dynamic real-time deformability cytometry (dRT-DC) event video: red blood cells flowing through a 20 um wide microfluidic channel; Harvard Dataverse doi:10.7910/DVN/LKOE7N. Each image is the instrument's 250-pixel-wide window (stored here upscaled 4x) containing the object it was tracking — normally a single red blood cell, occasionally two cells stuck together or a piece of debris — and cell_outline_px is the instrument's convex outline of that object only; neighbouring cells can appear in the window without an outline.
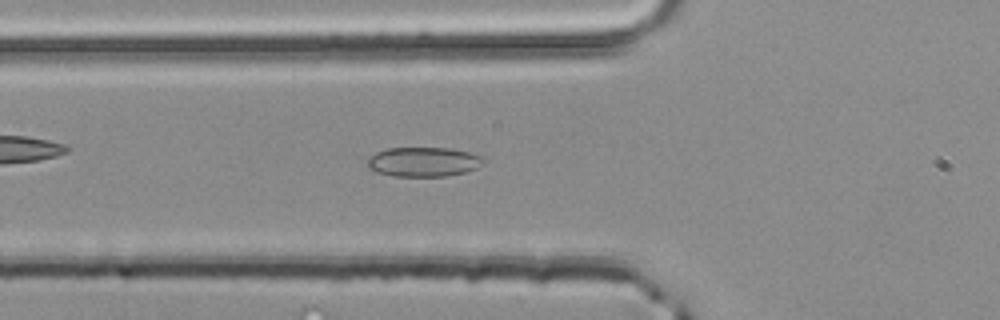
{"species": "common noctule bat (a hibernating species)", "species_latin": "Nyctalus noctula", "temperature_condition": "room temperature", "stored_images_in_passage": 43, "camera_frame_rate_fps": 3000, "um_per_image_px": 0.085, "animal": {"sex": "male", "body_mass_g": 20.4}, "frame": {"image": 1, "passage_image": 11, "time_ms": 3.333, "image_size_px": [1000, 320], "cell_outline_px": [[488, 160], [484, 164], [468, 172], [448, 176], [392, 176], [376, 172], [368, 168], [368, 160], [376, 152], [388, 148], [448, 148], [468, 152], [484, 156]], "centroid_in_image_um": [36.07, 13.76], "position_along_channel_um": 89.7, "area_um2": 20.17}}
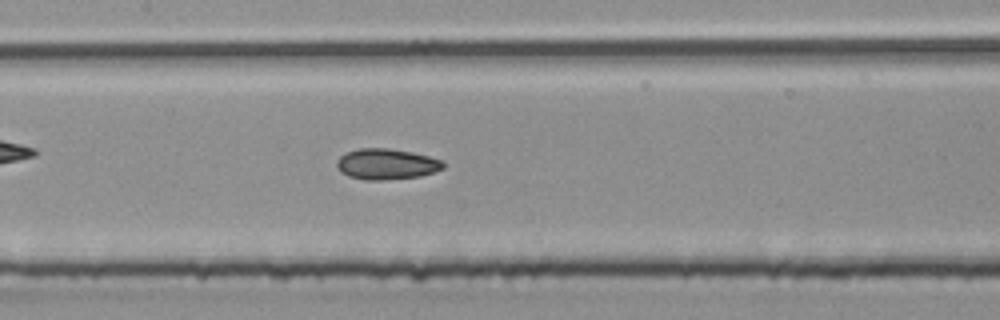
{"frame": {"image": 2, "passage_image": 17, "time_ms": 5.333, "image_size_px": [1000, 320], "cell_outline_px": [[444, 168], [420, 176], [380, 180], [364, 180], [348, 176], [340, 172], [336, 168], [336, 160], [340, 156], [348, 152], [360, 148], [388, 148], [412, 152], [444, 160]], "centroid_in_image_um": [32.82, 13.95], "position_along_channel_um": 174.6, "area_um2": 19.13}}
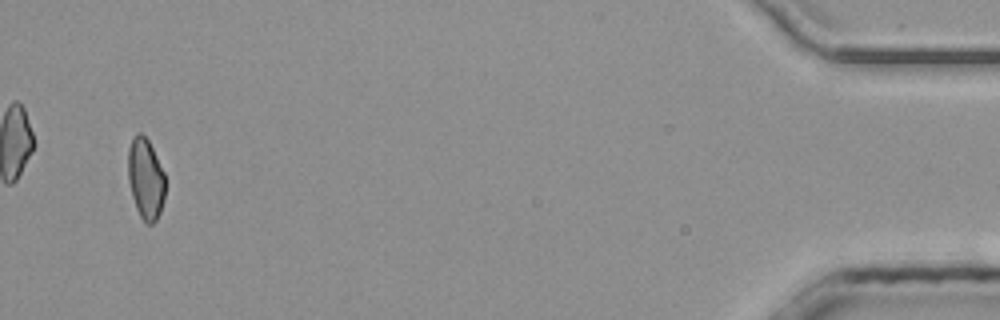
{"frame": {"image": 3, "passage_image": 41, "time_ms": 13.333, "image_size_px": [1000, 320], "cell_outline_px": [[164, 200], [160, 212], [156, 220], [152, 224], [144, 224], [136, 208], [132, 196], [128, 180], [128, 148], [132, 136], [136, 132], [140, 132], [148, 140], [164, 172]], "centroid_in_image_um": [12.36, 15.19], "position_along_channel_um": 422.8, "area_um2": 17.63}, "authors_computed_cell_mechanics": {"area_um2": 18.4382, "velocity_mm_per_s": 4.1903, "shape_relaxation_time_tau1_ms": null, "shape_relaxation_time_tau2_ms": 3.6875, "deformation_change_tau1": null, "deformation_change_tau2": 0.0757}}